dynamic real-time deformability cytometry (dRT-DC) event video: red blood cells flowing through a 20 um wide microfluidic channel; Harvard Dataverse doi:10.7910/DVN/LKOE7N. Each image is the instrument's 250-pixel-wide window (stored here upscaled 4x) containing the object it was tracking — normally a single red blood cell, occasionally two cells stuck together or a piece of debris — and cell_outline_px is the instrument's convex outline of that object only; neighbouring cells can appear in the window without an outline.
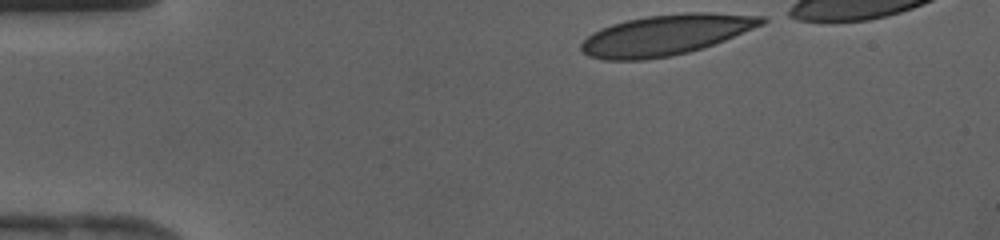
{"species": "human", "species_latin": "Homo sapiens", "temperature_condition": "cold", "stored_images_in_passage": 30, "camera_frame_rate_fps": 3000, "um_per_image_px": 0.085, "donor": {"sex": "female"}, "frame": {"image": 1, "passage_image": 1, "time_ms": 0.0, "image_size_px": [1000, 240], "cell_outline_px": [[768, 20], [764, 24], [724, 40], [688, 52], [672, 56], [644, 60], [604, 60], [588, 56], [580, 48], [580, 44], [592, 32], [600, 28], [612, 24], [628, 20], [648, 16], [684, 12], [712, 12], [764, 16]], "centroid_in_image_um": [56.59, 2.96], "position_along_channel_um": 28.4, "area_um2": 42.6}}
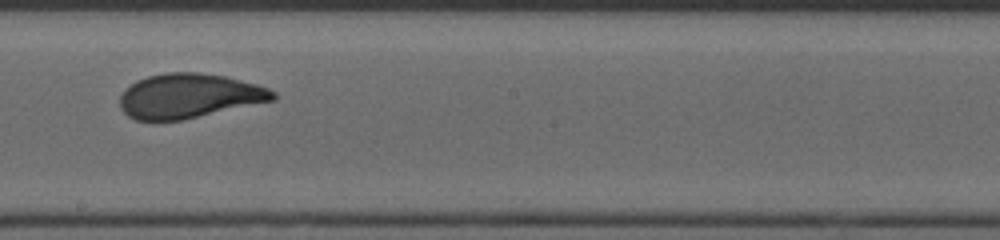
{"frame": {"image": 2, "passage_image": 18, "time_ms": 5.667, "image_size_px": [1000, 240], "cell_outline_px": [[276, 100], [180, 120], [136, 120], [128, 116], [120, 108], [120, 96], [136, 80], [148, 76], [164, 72], [196, 72], [224, 76], [256, 84], [268, 88], [276, 92]], "centroid_in_image_um": [16.08, 8.15], "position_along_channel_um": 232.1, "area_um2": 39.48}}
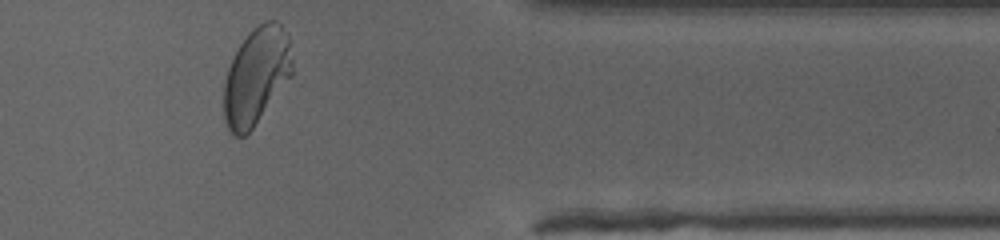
{"frame": {"image": 3, "passage_image": 29, "time_ms": 9.333, "image_size_px": [1000, 240], "cell_outline_px": [[292, 76], [252, 128], [244, 136], [236, 136], [228, 128], [224, 116], [224, 80], [228, 68], [240, 44], [264, 20], [276, 20], [288, 32], [292, 60]], "centroid_in_image_um": [21.81, 6.45], "position_along_channel_um": 389.6, "area_um2": 38.26}}